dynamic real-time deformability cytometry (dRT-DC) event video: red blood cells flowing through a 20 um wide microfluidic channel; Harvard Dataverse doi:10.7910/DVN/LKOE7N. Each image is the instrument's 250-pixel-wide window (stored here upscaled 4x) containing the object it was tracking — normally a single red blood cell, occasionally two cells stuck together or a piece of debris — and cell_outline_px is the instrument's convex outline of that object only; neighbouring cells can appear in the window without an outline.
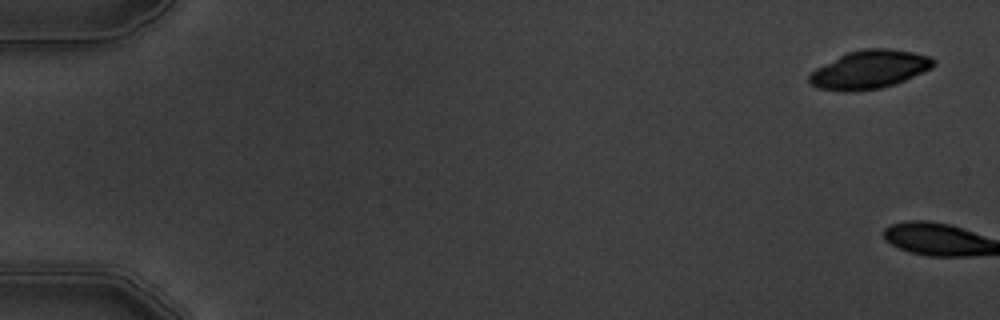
{"species": "common noctule bat (a hibernating species)", "species_latin": "Nyctalus noctula", "temperature_condition": "warm", "stored_images_in_passage": 2, "camera_frame_rate_fps": 3000, "um_per_image_px": 0.085, "animal": {"sex": "male", "body_mass_g": 19.5, "forearm_length_mm": 54.6}, "frame": {"image": 1, "passage_image": 1, "time_ms": 0.0, "image_size_px": [1000, 320], "cell_outline_px": [[936, 64], [932, 68], [896, 84], [880, 88], [852, 92], [844, 92], [816, 88], [808, 80], [808, 76], [816, 68], [848, 52], [864, 48], [888, 48], [912, 52], [928, 56], [936, 60]], "centroid_in_image_um": [73.91, 5.92], "position_along_channel_um": 11.1, "area_um2": 27.8}}